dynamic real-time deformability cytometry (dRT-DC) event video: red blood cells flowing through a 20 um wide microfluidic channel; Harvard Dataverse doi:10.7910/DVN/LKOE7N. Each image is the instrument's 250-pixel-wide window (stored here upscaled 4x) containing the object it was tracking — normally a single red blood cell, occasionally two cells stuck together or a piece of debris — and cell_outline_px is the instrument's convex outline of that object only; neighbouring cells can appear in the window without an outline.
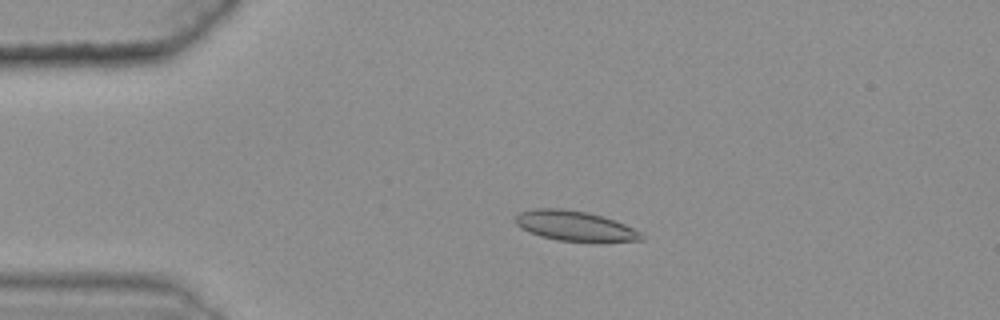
{"species": "common noctule bat (a hibernating species)", "species_latin": "Nyctalus noctula", "temperature_condition": "warm", "stored_images_in_passage": 46, "camera_frame_rate_fps": 3000, "um_per_image_px": 0.085, "animal": {"sex": "female", "body_mass_g": 25.1}, "frame": {"image": 1, "passage_image": 12, "time_ms": 3.667, "image_size_px": [1000, 320], "cell_outline_px": [[644, 240], [556, 240], [540, 236], [520, 228], [512, 220], [520, 212], [536, 208], [564, 208], [588, 212], [624, 224], [640, 232], [644, 236]], "centroid_in_image_um": [48.76, 19.17], "position_along_channel_um": 36.2, "area_um2": 21.5}}
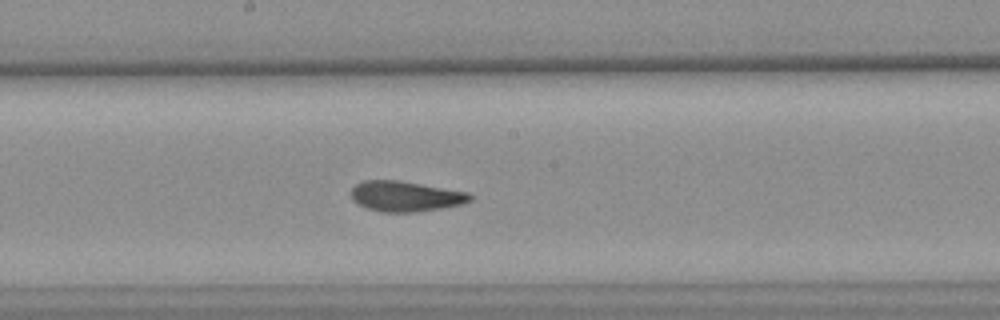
{"frame": {"image": 2, "passage_image": 30, "time_ms": 9.667, "image_size_px": [1000, 320], "cell_outline_px": [[472, 200], [464, 204], [416, 212], [384, 212], [368, 208], [356, 204], [352, 200], [352, 188], [356, 184], [364, 180], [396, 180], [468, 192], [472, 196]], "centroid_in_image_um": [34.46, 16.69], "position_along_channel_um": 213.7, "area_um2": 20.92}}
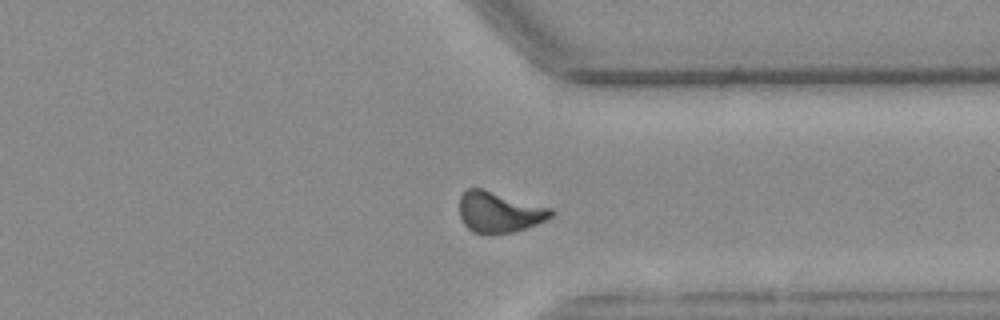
{"frame": {"image": 3, "passage_image": 43, "time_ms": 14.0, "image_size_px": [1000, 320], "cell_outline_px": [[556, 212], [552, 216], [536, 224], [512, 232], [488, 236], [472, 232], [464, 224], [460, 216], [460, 196], [468, 188], [480, 188], [552, 208]], "centroid_in_image_um": [42.42, 18.06], "position_along_channel_um": 369.0, "area_um2": 21.85}, "authors_computed_cell_mechanics": {"area_um2": 21.4438, "velocity_mm_per_s": 3.5908, "shape_relaxation_time_tau1_ms": 7.9737, "shape_relaxation_time_tau2_ms": 1.4517, "deformation_change_tau1": 0.1712, "deformation_change_tau2": 0.0734}}